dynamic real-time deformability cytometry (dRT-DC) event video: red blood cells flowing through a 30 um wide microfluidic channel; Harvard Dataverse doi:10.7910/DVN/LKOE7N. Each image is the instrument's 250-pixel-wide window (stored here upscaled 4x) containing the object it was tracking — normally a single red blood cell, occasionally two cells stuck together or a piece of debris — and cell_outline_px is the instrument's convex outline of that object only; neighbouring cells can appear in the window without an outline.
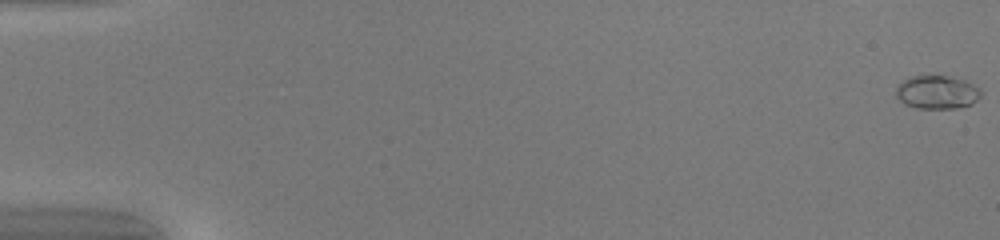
{"species": "common noctule bat (a hibernating species)", "species_latin": "Nyctalus noctula", "temperature_condition": "warm", "stored_images_in_passage": 51, "camera_frame_rate_fps": 3000, "um_per_image_px": 0.085, "animal": {"sex": "female", "body_mass_g": 20.0, "forearm_length_mm": 54.0}, "frame": {"image": 1, "passage_image": 1, "time_ms": 0.0, "image_size_px": [1000, 240], "cell_outline_px": [[984, 92], [972, 104], [956, 108], [916, 108], [904, 104], [896, 96], [896, 88], [900, 80], [908, 76], [944, 76], [964, 80], [980, 88]], "centroid_in_image_um": [79.62, 7.83], "position_along_channel_um": 5.4, "area_um2": 16.65}}
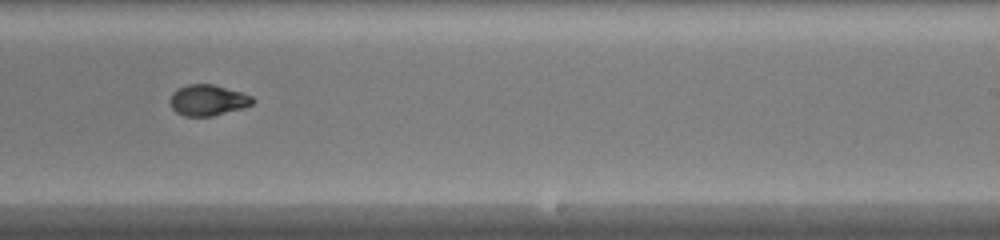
{"frame": {"image": 2, "passage_image": 33, "time_ms": 10.667, "image_size_px": [1000, 240], "cell_outline_px": [[256, 100], [252, 104], [244, 108], [212, 116], [184, 116], [176, 112], [172, 108], [168, 100], [172, 92], [176, 88], [188, 84], [212, 84], [240, 92], [252, 96]], "centroid_in_image_um": [17.64, 8.51], "position_along_channel_um": 271.4, "area_um2": 15.03}}
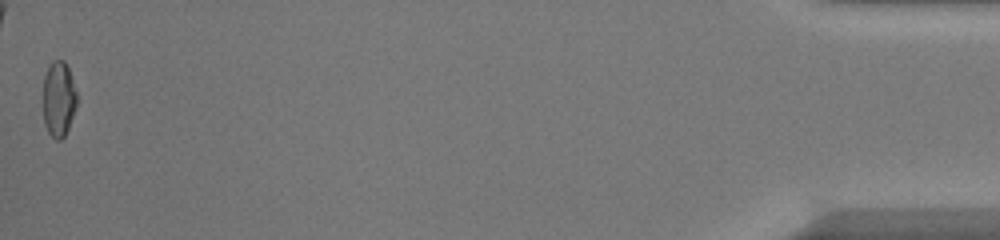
{"frame": {"image": 3, "passage_image": 51, "time_ms": 16.667, "image_size_px": [1000, 240], "cell_outline_px": [[76, 108], [68, 128], [64, 136], [60, 140], [56, 140], [48, 132], [44, 124], [44, 76], [52, 60], [64, 60], [68, 68], [76, 92]], "centroid_in_image_um": [4.98, 8.42], "position_along_channel_um": 430.2, "area_um2": 14.62}, "authors_computed_cell_mechanics": {"area_um2": 15.2014, "velocity_mm_per_s": 4.186, "shape_relaxation_time_tau1_ms": 6.4092, "shape_relaxation_time_tau2_ms": 1.2598, "deformation_change_tau1": 0.2438, "deformation_change_tau2": 0.0509}}